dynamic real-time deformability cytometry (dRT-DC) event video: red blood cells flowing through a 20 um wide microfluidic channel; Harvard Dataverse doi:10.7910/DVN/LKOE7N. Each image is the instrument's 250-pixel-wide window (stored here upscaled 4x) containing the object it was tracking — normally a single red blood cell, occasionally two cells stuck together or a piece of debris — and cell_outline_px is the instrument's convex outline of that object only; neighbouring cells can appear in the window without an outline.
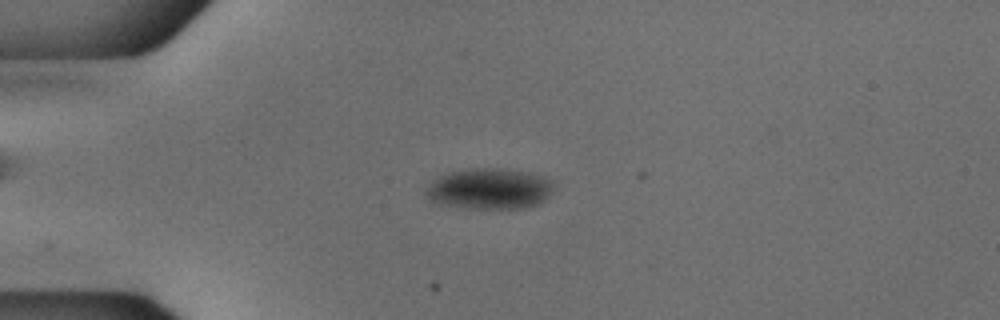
{"species": "common noctule bat (a hibernating species)", "species_latin": "Nyctalus noctula", "temperature_condition": "cold", "stored_images_in_passage": 53, "camera_frame_rate_fps": 3000, "um_per_image_px": 0.085, "animal": {"sex": "male", "body_mass_g": 18.8}, "frame": {"image": 1, "passage_image": 13, "time_ms": 4.0, "image_size_px": [1000, 320], "cell_outline_px": [[556, 188], [540, 204], [524, 208], [468, 208], [440, 204], [432, 200], [424, 192], [428, 184], [440, 176], [448, 172], [472, 168], [496, 168], [528, 172], [544, 176], [556, 180]], "centroid_in_image_um": [41.68, 16.04], "position_along_channel_um": 43.3, "area_um2": 30.75}}
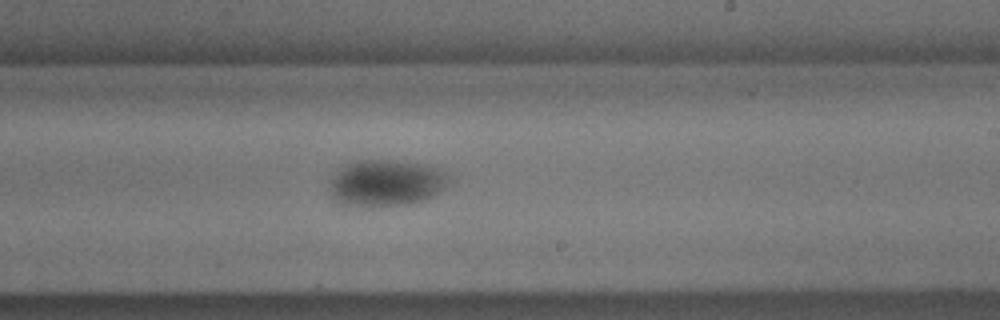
{"frame": {"image": 2, "passage_image": 32, "time_ms": 10.333, "image_size_px": [1000, 320], "cell_outline_px": [[448, 180], [444, 188], [432, 196], [424, 200], [408, 204], [380, 208], [368, 208], [344, 204], [336, 200], [332, 196], [332, 180], [336, 172], [348, 164], [360, 160], [392, 160], [416, 164], [432, 168], [444, 172], [448, 176]], "centroid_in_image_um": [32.8, 15.6], "position_along_channel_um": 256.2, "area_um2": 31.85}}
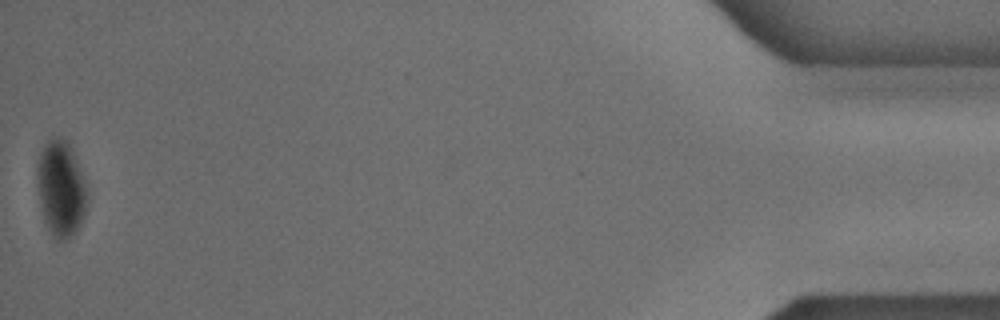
{"frame": {"image": 3, "passage_image": 53, "time_ms": 17.333, "image_size_px": [1000, 320], "cell_outline_px": [[88, 204], [84, 216], [80, 224], [64, 240], [56, 240], [52, 236], [44, 220], [40, 204], [36, 184], [36, 164], [40, 152], [44, 144], [48, 140], [56, 136], [60, 136], [68, 140], [88, 184]], "centroid_in_image_um": [5.18, 15.96], "position_along_channel_um": 430.0, "area_um2": 28.67}}